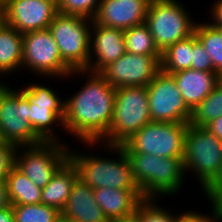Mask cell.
Wrapping results in <instances>:
<instances>
[{
    "label": "cell",
    "instance_id": "60d3db41",
    "mask_svg": "<svg viewBox=\"0 0 222 222\" xmlns=\"http://www.w3.org/2000/svg\"><path fill=\"white\" fill-rule=\"evenodd\" d=\"M212 25H214L217 30L222 34V22H211Z\"/></svg>",
    "mask_w": 222,
    "mask_h": 222
},
{
    "label": "cell",
    "instance_id": "7402d4cb",
    "mask_svg": "<svg viewBox=\"0 0 222 222\" xmlns=\"http://www.w3.org/2000/svg\"><path fill=\"white\" fill-rule=\"evenodd\" d=\"M23 34L5 24L0 30V75L22 69Z\"/></svg>",
    "mask_w": 222,
    "mask_h": 222
},
{
    "label": "cell",
    "instance_id": "f1b7e54d",
    "mask_svg": "<svg viewBox=\"0 0 222 222\" xmlns=\"http://www.w3.org/2000/svg\"><path fill=\"white\" fill-rule=\"evenodd\" d=\"M155 200V198H145L139 203L134 215L140 222H180L187 213L186 211L175 216L163 207H159Z\"/></svg>",
    "mask_w": 222,
    "mask_h": 222
},
{
    "label": "cell",
    "instance_id": "f546056e",
    "mask_svg": "<svg viewBox=\"0 0 222 222\" xmlns=\"http://www.w3.org/2000/svg\"><path fill=\"white\" fill-rule=\"evenodd\" d=\"M101 0H57V10L61 14L93 19Z\"/></svg>",
    "mask_w": 222,
    "mask_h": 222
},
{
    "label": "cell",
    "instance_id": "8d00e7d4",
    "mask_svg": "<svg viewBox=\"0 0 222 222\" xmlns=\"http://www.w3.org/2000/svg\"><path fill=\"white\" fill-rule=\"evenodd\" d=\"M211 15L214 22H222V0H217L211 7Z\"/></svg>",
    "mask_w": 222,
    "mask_h": 222
},
{
    "label": "cell",
    "instance_id": "ac0fdd59",
    "mask_svg": "<svg viewBox=\"0 0 222 222\" xmlns=\"http://www.w3.org/2000/svg\"><path fill=\"white\" fill-rule=\"evenodd\" d=\"M61 217L74 222H109L95 200L93 189L77 178Z\"/></svg>",
    "mask_w": 222,
    "mask_h": 222
},
{
    "label": "cell",
    "instance_id": "d6986e66",
    "mask_svg": "<svg viewBox=\"0 0 222 222\" xmlns=\"http://www.w3.org/2000/svg\"><path fill=\"white\" fill-rule=\"evenodd\" d=\"M93 191L109 222L133 216L139 203L145 199L140 189L102 187Z\"/></svg>",
    "mask_w": 222,
    "mask_h": 222
},
{
    "label": "cell",
    "instance_id": "d6a6232c",
    "mask_svg": "<svg viewBox=\"0 0 222 222\" xmlns=\"http://www.w3.org/2000/svg\"><path fill=\"white\" fill-rule=\"evenodd\" d=\"M212 215H204L190 210L180 222H222V206H212Z\"/></svg>",
    "mask_w": 222,
    "mask_h": 222
},
{
    "label": "cell",
    "instance_id": "7c38bea8",
    "mask_svg": "<svg viewBox=\"0 0 222 222\" xmlns=\"http://www.w3.org/2000/svg\"><path fill=\"white\" fill-rule=\"evenodd\" d=\"M152 121L189 123L192 111L180 93L175 79L160 71L146 87Z\"/></svg>",
    "mask_w": 222,
    "mask_h": 222
},
{
    "label": "cell",
    "instance_id": "5bb4252c",
    "mask_svg": "<svg viewBox=\"0 0 222 222\" xmlns=\"http://www.w3.org/2000/svg\"><path fill=\"white\" fill-rule=\"evenodd\" d=\"M161 56H148L126 52L109 63L99 73L114 88L148 86L161 71Z\"/></svg>",
    "mask_w": 222,
    "mask_h": 222
},
{
    "label": "cell",
    "instance_id": "44dd1931",
    "mask_svg": "<svg viewBox=\"0 0 222 222\" xmlns=\"http://www.w3.org/2000/svg\"><path fill=\"white\" fill-rule=\"evenodd\" d=\"M77 178V169L68 160L42 189L41 204L54 207L61 212Z\"/></svg>",
    "mask_w": 222,
    "mask_h": 222
},
{
    "label": "cell",
    "instance_id": "ba28073f",
    "mask_svg": "<svg viewBox=\"0 0 222 222\" xmlns=\"http://www.w3.org/2000/svg\"><path fill=\"white\" fill-rule=\"evenodd\" d=\"M91 24V19L58 12L48 27L62 60L72 70L88 68Z\"/></svg>",
    "mask_w": 222,
    "mask_h": 222
},
{
    "label": "cell",
    "instance_id": "ab89813d",
    "mask_svg": "<svg viewBox=\"0 0 222 222\" xmlns=\"http://www.w3.org/2000/svg\"><path fill=\"white\" fill-rule=\"evenodd\" d=\"M6 24L5 13L3 9L0 7V30Z\"/></svg>",
    "mask_w": 222,
    "mask_h": 222
},
{
    "label": "cell",
    "instance_id": "d590c367",
    "mask_svg": "<svg viewBox=\"0 0 222 222\" xmlns=\"http://www.w3.org/2000/svg\"><path fill=\"white\" fill-rule=\"evenodd\" d=\"M213 135L222 140V116L211 121L206 127Z\"/></svg>",
    "mask_w": 222,
    "mask_h": 222
},
{
    "label": "cell",
    "instance_id": "8992f818",
    "mask_svg": "<svg viewBox=\"0 0 222 222\" xmlns=\"http://www.w3.org/2000/svg\"><path fill=\"white\" fill-rule=\"evenodd\" d=\"M0 129L6 143L17 147L33 146L45 141L30 123L29 97L21 89L9 88L0 81Z\"/></svg>",
    "mask_w": 222,
    "mask_h": 222
},
{
    "label": "cell",
    "instance_id": "d4e9b609",
    "mask_svg": "<svg viewBox=\"0 0 222 222\" xmlns=\"http://www.w3.org/2000/svg\"><path fill=\"white\" fill-rule=\"evenodd\" d=\"M194 33L211 56L214 72L222 78V34L209 22H197Z\"/></svg>",
    "mask_w": 222,
    "mask_h": 222
},
{
    "label": "cell",
    "instance_id": "836d02e7",
    "mask_svg": "<svg viewBox=\"0 0 222 222\" xmlns=\"http://www.w3.org/2000/svg\"><path fill=\"white\" fill-rule=\"evenodd\" d=\"M203 191L211 206H222V165L218 176Z\"/></svg>",
    "mask_w": 222,
    "mask_h": 222
},
{
    "label": "cell",
    "instance_id": "52a82bcc",
    "mask_svg": "<svg viewBox=\"0 0 222 222\" xmlns=\"http://www.w3.org/2000/svg\"><path fill=\"white\" fill-rule=\"evenodd\" d=\"M186 171L195 173L203 190L218 176L222 165V140L205 127L188 125L183 157Z\"/></svg>",
    "mask_w": 222,
    "mask_h": 222
},
{
    "label": "cell",
    "instance_id": "83f0119b",
    "mask_svg": "<svg viewBox=\"0 0 222 222\" xmlns=\"http://www.w3.org/2000/svg\"><path fill=\"white\" fill-rule=\"evenodd\" d=\"M14 222H58L61 212L45 204L12 205Z\"/></svg>",
    "mask_w": 222,
    "mask_h": 222
},
{
    "label": "cell",
    "instance_id": "4316f807",
    "mask_svg": "<svg viewBox=\"0 0 222 222\" xmlns=\"http://www.w3.org/2000/svg\"><path fill=\"white\" fill-rule=\"evenodd\" d=\"M220 116H222V79L214 90L192 111L189 124L206 127Z\"/></svg>",
    "mask_w": 222,
    "mask_h": 222
},
{
    "label": "cell",
    "instance_id": "e575fe53",
    "mask_svg": "<svg viewBox=\"0 0 222 222\" xmlns=\"http://www.w3.org/2000/svg\"><path fill=\"white\" fill-rule=\"evenodd\" d=\"M11 206L6 180L0 181V210Z\"/></svg>",
    "mask_w": 222,
    "mask_h": 222
},
{
    "label": "cell",
    "instance_id": "1f68e13d",
    "mask_svg": "<svg viewBox=\"0 0 222 222\" xmlns=\"http://www.w3.org/2000/svg\"><path fill=\"white\" fill-rule=\"evenodd\" d=\"M17 150L18 147L13 144H0V181L6 180L15 167Z\"/></svg>",
    "mask_w": 222,
    "mask_h": 222
},
{
    "label": "cell",
    "instance_id": "603a6c76",
    "mask_svg": "<svg viewBox=\"0 0 222 222\" xmlns=\"http://www.w3.org/2000/svg\"><path fill=\"white\" fill-rule=\"evenodd\" d=\"M11 205L41 203L42 189L37 187L25 174L14 167L6 179Z\"/></svg>",
    "mask_w": 222,
    "mask_h": 222
},
{
    "label": "cell",
    "instance_id": "6da1fadb",
    "mask_svg": "<svg viewBox=\"0 0 222 222\" xmlns=\"http://www.w3.org/2000/svg\"><path fill=\"white\" fill-rule=\"evenodd\" d=\"M76 74H87L88 78L78 93L64 100L63 129L85 145H99L109 132L116 88L109 85L99 72L73 70L68 76Z\"/></svg>",
    "mask_w": 222,
    "mask_h": 222
},
{
    "label": "cell",
    "instance_id": "7a4b0ae2",
    "mask_svg": "<svg viewBox=\"0 0 222 222\" xmlns=\"http://www.w3.org/2000/svg\"><path fill=\"white\" fill-rule=\"evenodd\" d=\"M133 178L144 198L173 195L181 190L185 169L183 157H159L140 152H125Z\"/></svg>",
    "mask_w": 222,
    "mask_h": 222
},
{
    "label": "cell",
    "instance_id": "3957f363",
    "mask_svg": "<svg viewBox=\"0 0 222 222\" xmlns=\"http://www.w3.org/2000/svg\"><path fill=\"white\" fill-rule=\"evenodd\" d=\"M119 156L117 159L79 154L69 150V160L78 172V178L92 189L110 187L116 189H140L136 184L130 161L119 145L100 144Z\"/></svg>",
    "mask_w": 222,
    "mask_h": 222
},
{
    "label": "cell",
    "instance_id": "277c9868",
    "mask_svg": "<svg viewBox=\"0 0 222 222\" xmlns=\"http://www.w3.org/2000/svg\"><path fill=\"white\" fill-rule=\"evenodd\" d=\"M151 121L146 86L117 88L109 132L100 142L120 146Z\"/></svg>",
    "mask_w": 222,
    "mask_h": 222
},
{
    "label": "cell",
    "instance_id": "e0dca14e",
    "mask_svg": "<svg viewBox=\"0 0 222 222\" xmlns=\"http://www.w3.org/2000/svg\"><path fill=\"white\" fill-rule=\"evenodd\" d=\"M91 26L87 71L100 72L109 63L118 60L126 53L124 30L98 25L94 22Z\"/></svg>",
    "mask_w": 222,
    "mask_h": 222
},
{
    "label": "cell",
    "instance_id": "cb8c5ba5",
    "mask_svg": "<svg viewBox=\"0 0 222 222\" xmlns=\"http://www.w3.org/2000/svg\"><path fill=\"white\" fill-rule=\"evenodd\" d=\"M193 53V34L179 40L162 52L161 71L172 74L180 70L191 69Z\"/></svg>",
    "mask_w": 222,
    "mask_h": 222
},
{
    "label": "cell",
    "instance_id": "4fadbf2b",
    "mask_svg": "<svg viewBox=\"0 0 222 222\" xmlns=\"http://www.w3.org/2000/svg\"><path fill=\"white\" fill-rule=\"evenodd\" d=\"M22 90L29 97L30 123L35 132L45 142L60 141L53 133V126L55 123L64 125L65 101L46 85L34 83L24 86Z\"/></svg>",
    "mask_w": 222,
    "mask_h": 222
},
{
    "label": "cell",
    "instance_id": "f35d334b",
    "mask_svg": "<svg viewBox=\"0 0 222 222\" xmlns=\"http://www.w3.org/2000/svg\"><path fill=\"white\" fill-rule=\"evenodd\" d=\"M111 222H140V221L135 215H133V216L128 217V218L118 219V220H114V221H111Z\"/></svg>",
    "mask_w": 222,
    "mask_h": 222
},
{
    "label": "cell",
    "instance_id": "b9f144b4",
    "mask_svg": "<svg viewBox=\"0 0 222 222\" xmlns=\"http://www.w3.org/2000/svg\"><path fill=\"white\" fill-rule=\"evenodd\" d=\"M4 143H6V142L4 141V138L2 136V132H1V129H0V144H4Z\"/></svg>",
    "mask_w": 222,
    "mask_h": 222
},
{
    "label": "cell",
    "instance_id": "5b68a950",
    "mask_svg": "<svg viewBox=\"0 0 222 222\" xmlns=\"http://www.w3.org/2000/svg\"><path fill=\"white\" fill-rule=\"evenodd\" d=\"M189 15L179 0L150 1L145 24L161 53L194 33L197 22Z\"/></svg>",
    "mask_w": 222,
    "mask_h": 222
},
{
    "label": "cell",
    "instance_id": "2e32d148",
    "mask_svg": "<svg viewBox=\"0 0 222 222\" xmlns=\"http://www.w3.org/2000/svg\"><path fill=\"white\" fill-rule=\"evenodd\" d=\"M151 0H101L92 22L127 30L145 23Z\"/></svg>",
    "mask_w": 222,
    "mask_h": 222
},
{
    "label": "cell",
    "instance_id": "30bf717a",
    "mask_svg": "<svg viewBox=\"0 0 222 222\" xmlns=\"http://www.w3.org/2000/svg\"><path fill=\"white\" fill-rule=\"evenodd\" d=\"M69 149L60 141L18 147L15 167L43 189L69 160Z\"/></svg>",
    "mask_w": 222,
    "mask_h": 222
},
{
    "label": "cell",
    "instance_id": "ffe728a7",
    "mask_svg": "<svg viewBox=\"0 0 222 222\" xmlns=\"http://www.w3.org/2000/svg\"><path fill=\"white\" fill-rule=\"evenodd\" d=\"M177 84L184 102L193 111L222 79L215 72L193 69L180 70L170 74Z\"/></svg>",
    "mask_w": 222,
    "mask_h": 222
},
{
    "label": "cell",
    "instance_id": "7bdbcfd3",
    "mask_svg": "<svg viewBox=\"0 0 222 222\" xmlns=\"http://www.w3.org/2000/svg\"><path fill=\"white\" fill-rule=\"evenodd\" d=\"M58 222H74V221L67 220V219L61 217V218L58 220Z\"/></svg>",
    "mask_w": 222,
    "mask_h": 222
},
{
    "label": "cell",
    "instance_id": "4dcf8cb0",
    "mask_svg": "<svg viewBox=\"0 0 222 222\" xmlns=\"http://www.w3.org/2000/svg\"><path fill=\"white\" fill-rule=\"evenodd\" d=\"M191 69L205 72H214L211 56L206 52L203 44L193 33V53Z\"/></svg>",
    "mask_w": 222,
    "mask_h": 222
},
{
    "label": "cell",
    "instance_id": "9a60e30c",
    "mask_svg": "<svg viewBox=\"0 0 222 222\" xmlns=\"http://www.w3.org/2000/svg\"><path fill=\"white\" fill-rule=\"evenodd\" d=\"M6 24L24 34L47 29L58 13L57 0H4Z\"/></svg>",
    "mask_w": 222,
    "mask_h": 222
},
{
    "label": "cell",
    "instance_id": "484cf974",
    "mask_svg": "<svg viewBox=\"0 0 222 222\" xmlns=\"http://www.w3.org/2000/svg\"><path fill=\"white\" fill-rule=\"evenodd\" d=\"M124 39L126 52L128 53L162 56V53L158 50L154 38L145 23L125 30Z\"/></svg>",
    "mask_w": 222,
    "mask_h": 222
},
{
    "label": "cell",
    "instance_id": "74e56055",
    "mask_svg": "<svg viewBox=\"0 0 222 222\" xmlns=\"http://www.w3.org/2000/svg\"><path fill=\"white\" fill-rule=\"evenodd\" d=\"M0 222H14L12 205L0 210Z\"/></svg>",
    "mask_w": 222,
    "mask_h": 222
},
{
    "label": "cell",
    "instance_id": "8fae6325",
    "mask_svg": "<svg viewBox=\"0 0 222 222\" xmlns=\"http://www.w3.org/2000/svg\"><path fill=\"white\" fill-rule=\"evenodd\" d=\"M38 76L66 78L73 71L63 60L49 29L23 34L22 68ZM45 75V76H44Z\"/></svg>",
    "mask_w": 222,
    "mask_h": 222
},
{
    "label": "cell",
    "instance_id": "9c48e42d",
    "mask_svg": "<svg viewBox=\"0 0 222 222\" xmlns=\"http://www.w3.org/2000/svg\"><path fill=\"white\" fill-rule=\"evenodd\" d=\"M189 123L151 121L120 145L125 152H140L159 157H184Z\"/></svg>",
    "mask_w": 222,
    "mask_h": 222
}]
</instances>
